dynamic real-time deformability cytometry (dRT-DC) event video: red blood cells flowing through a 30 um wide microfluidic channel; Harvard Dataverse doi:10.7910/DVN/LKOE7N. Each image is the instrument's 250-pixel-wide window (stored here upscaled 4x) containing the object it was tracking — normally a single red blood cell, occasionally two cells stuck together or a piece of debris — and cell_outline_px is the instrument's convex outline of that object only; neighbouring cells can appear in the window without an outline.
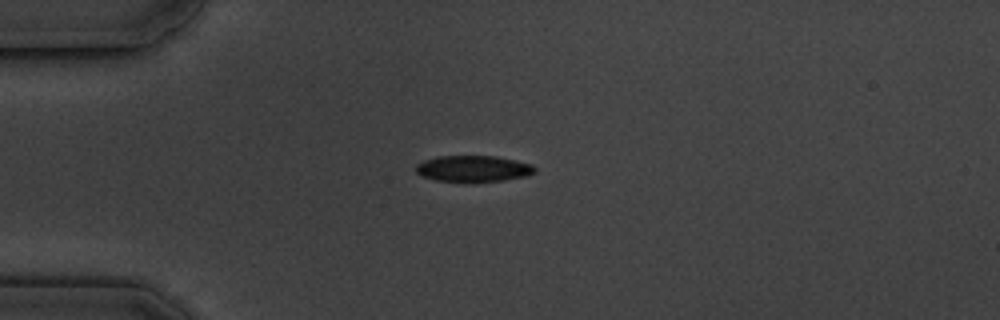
{"species": "common noctule bat (a hibernating species)", "species_latin": "Nyctalus noctula", "temperature_condition": "cold", "stored_images_in_passage": 6, "camera_frame_rate_fps": 3000, "um_per_image_px": 0.085, "animal": {"sex": "male", "body_mass_g": 19.5, "forearm_length_mm": 54.6}, "frame": {"image": 1, "passage_image": 4, "time_ms": 3.333, "image_size_px": [1000, 320], "cell_outline_px": [[536, 172], [528, 176], [504, 180], [472, 184], [464, 184], [436, 180], [424, 176], [416, 172], [416, 164], [424, 160], [436, 156], [496, 156], [532, 164], [536, 168]], "centroid_in_image_um": [40.24, 14.37], "position_along_channel_um": 44.8, "area_um2": 18.84}}